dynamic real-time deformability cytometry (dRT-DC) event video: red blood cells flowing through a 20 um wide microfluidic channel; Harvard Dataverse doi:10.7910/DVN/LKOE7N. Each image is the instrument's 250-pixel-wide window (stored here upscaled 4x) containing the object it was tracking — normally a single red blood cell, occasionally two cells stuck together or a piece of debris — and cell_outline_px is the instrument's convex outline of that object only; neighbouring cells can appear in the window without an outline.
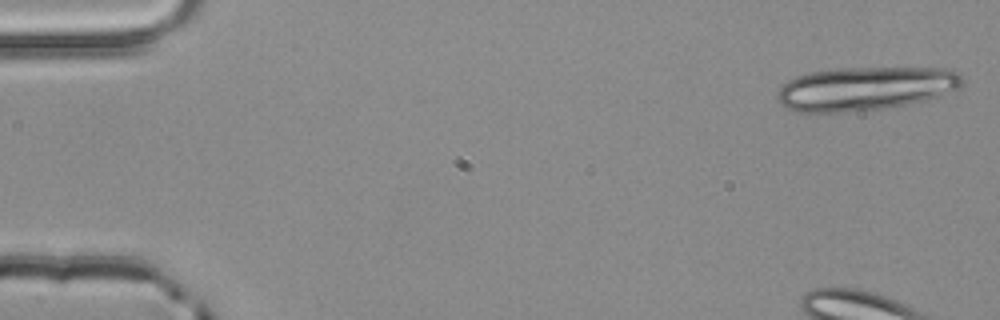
{"species": "common noctule bat (a hibernating species)", "species_latin": "Nyctalus noctula", "temperature_condition": "room temperature", "stored_images_in_passage": 4, "camera_frame_rate_fps": 3000, "um_per_image_px": 0.085, "animal": {"sex": "male", "body_mass_g": 20.4}, "frame": {"image": 1, "passage_image": 1, "time_ms": 0.0, "image_size_px": [1000, 320], "cell_outline_px": [[964, 80], [956, 88], [940, 96], [908, 104], [884, 108], [840, 112], [796, 112], [780, 104], [776, 96], [776, 92], [788, 80], [796, 76], [812, 72], [836, 68], [948, 68], [960, 72]], "centroid_in_image_um": [73.54, 7.52], "position_along_channel_um": 11.5, "area_um2": 46.99}}